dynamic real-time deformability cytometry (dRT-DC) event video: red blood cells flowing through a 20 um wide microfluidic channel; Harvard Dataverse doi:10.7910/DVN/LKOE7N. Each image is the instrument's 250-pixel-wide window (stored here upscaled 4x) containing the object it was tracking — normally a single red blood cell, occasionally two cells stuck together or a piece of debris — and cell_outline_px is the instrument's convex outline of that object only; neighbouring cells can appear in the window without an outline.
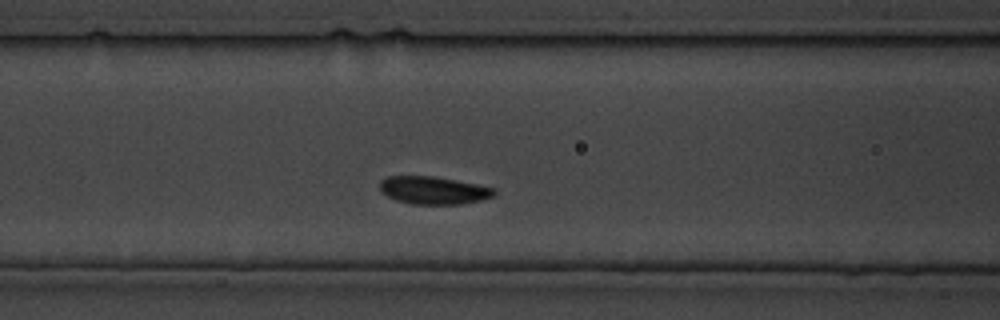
{"species": "common noctule bat (a hibernating species)", "species_latin": "Nyctalus noctula", "temperature_condition": "cold", "stored_images_in_passage": 29, "camera_frame_rate_fps": 3000, "um_per_image_px": 0.085, "animal": {"sex": "male", "body_mass_g": 19.5, "forearm_length_mm": 54.6}, "frame": {"image": 1, "passage_image": 9, "time_ms": 9.333, "image_size_px": [1000, 320], "cell_outline_px": [[496, 192], [492, 196], [480, 200], [464, 204], [412, 204], [396, 200], [380, 192], [380, 180], [388, 176], [432, 176], [476, 184], [496, 188]], "centroid_in_image_um": [36.83, 16.18], "position_along_channel_um": 129.8, "area_um2": 18.44}}
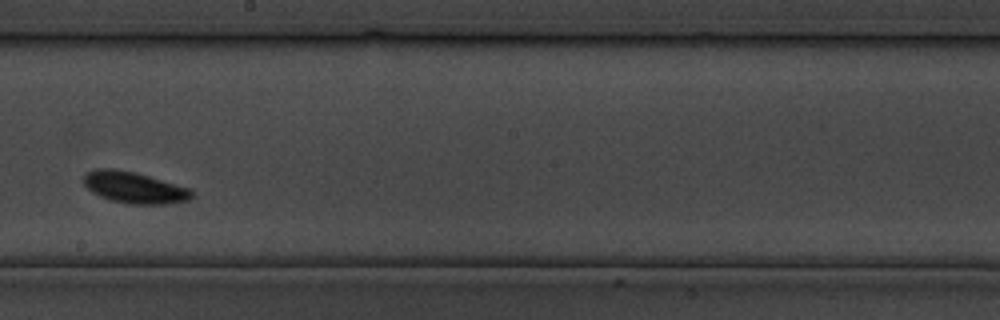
{"frame": {"image": 2, "passage_image": 14, "time_ms": 16.333, "image_size_px": [1000, 320], "cell_outline_px": [[192, 196], [188, 200], [168, 204], [128, 204], [112, 200], [100, 196], [92, 192], [84, 184], [84, 172], [92, 168], [116, 168], [148, 176], [192, 188]], "centroid_in_image_um": [11.39, 15.93], "position_along_channel_um": 236.8, "area_um2": 19.88}}
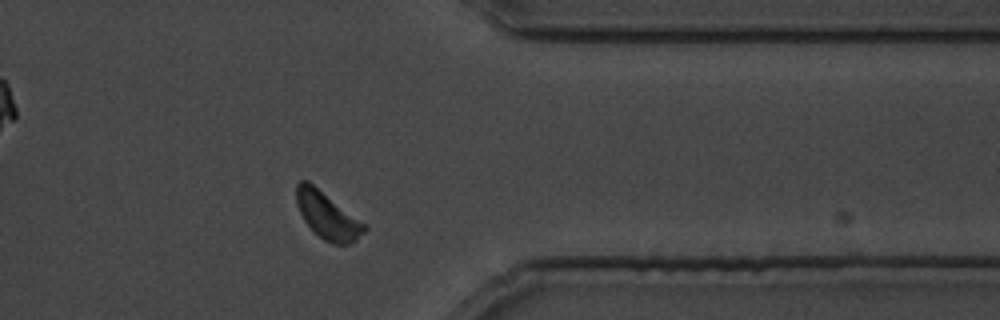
{"frame": {"image": 3, "passage_image": 22, "time_ms": 26.333, "image_size_px": [1000, 320], "cell_outline_px": [[368, 228], [356, 240], [348, 244], [332, 244], [324, 240], [304, 220], [296, 204], [296, 184], [300, 180], [308, 180], [368, 224]], "centroid_in_image_um": [27.86, 18.29], "position_along_channel_um": 383.5, "area_um2": 18.73}}